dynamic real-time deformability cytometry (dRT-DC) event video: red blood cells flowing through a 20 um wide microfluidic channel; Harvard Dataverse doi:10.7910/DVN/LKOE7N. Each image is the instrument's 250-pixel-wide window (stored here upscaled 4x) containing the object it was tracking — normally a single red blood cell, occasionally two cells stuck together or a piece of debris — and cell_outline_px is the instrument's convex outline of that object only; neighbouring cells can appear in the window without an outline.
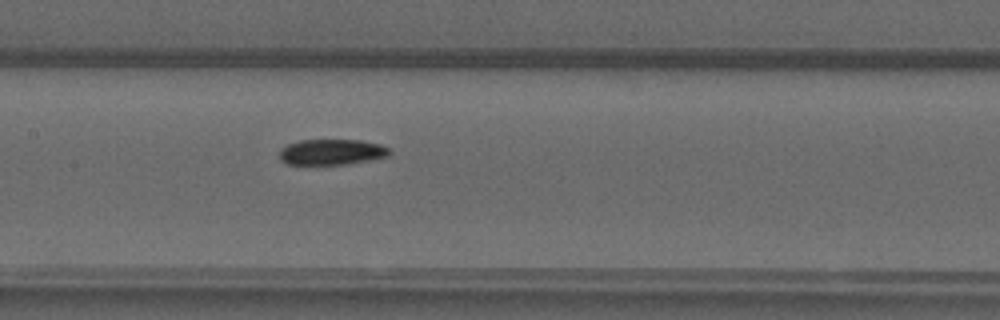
{"species": "common noctule bat (a hibernating species)", "species_latin": "Nyctalus noctula", "temperature_condition": "warm", "stored_images_in_passage": 41, "camera_frame_rate_fps": 3000, "um_per_image_px": 0.085, "animal": {"sex": "male", "forearm_length_mm": 52.5}, "frame": {"image": 1, "passage_image": 15, "time_ms": 4.667, "image_size_px": [1000, 320], "cell_outline_px": [[392, 152], [388, 156], [348, 164], [288, 164], [280, 160], [280, 148], [288, 144], [300, 140], [360, 140], [380, 144], [388, 148]], "centroid_in_image_um": [28.19, 12.92], "position_along_channel_um": 179.2, "area_um2": 16.42}}
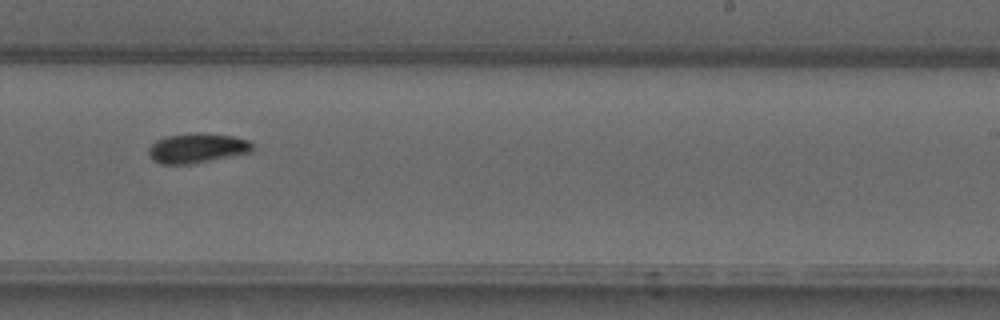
{"frame": {"image": 2, "passage_image": 22, "time_ms": 7.0, "image_size_px": [1000, 320], "cell_outline_px": [[252, 152], [188, 164], [160, 164], [152, 160], [148, 156], [148, 148], [156, 140], [168, 136], [192, 132], [200, 132], [232, 136], [248, 140], [252, 144]], "centroid_in_image_um": [16.71, 12.58], "position_along_channel_um": 272.3, "area_um2": 17.98}}
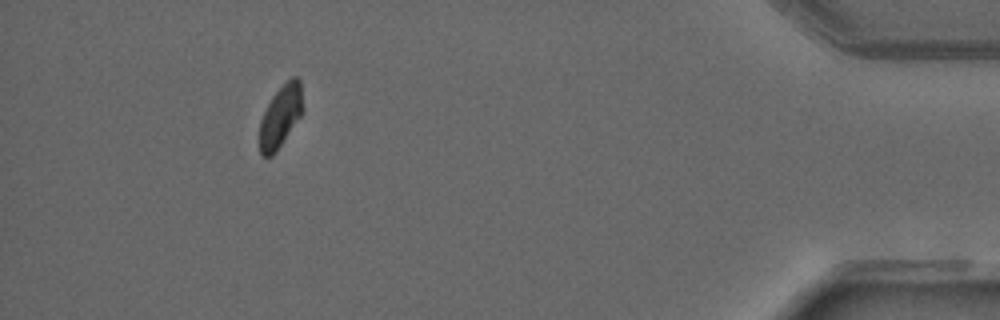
{"frame": {"image": 3, "passage_image": 37, "time_ms": 12.0, "image_size_px": [1000, 320], "cell_outline_px": [[304, 108], [300, 116], [276, 152], [272, 156], [260, 156], [260, 120], [272, 96], [292, 76], [296, 76], [300, 80]], "centroid_in_image_um": [23.86, 9.88], "position_along_channel_um": 411.3, "area_um2": 15.49}, "authors_computed_cell_mechanics": {"area_um2": 16.8198, "velocity_mm_per_s": 4.0068, "shape_relaxation_time_tau1_ms": null, "shape_relaxation_time_tau2_ms": 5.5713, "deformation_change_tau1": null, "deformation_change_tau2": 0.0688}}